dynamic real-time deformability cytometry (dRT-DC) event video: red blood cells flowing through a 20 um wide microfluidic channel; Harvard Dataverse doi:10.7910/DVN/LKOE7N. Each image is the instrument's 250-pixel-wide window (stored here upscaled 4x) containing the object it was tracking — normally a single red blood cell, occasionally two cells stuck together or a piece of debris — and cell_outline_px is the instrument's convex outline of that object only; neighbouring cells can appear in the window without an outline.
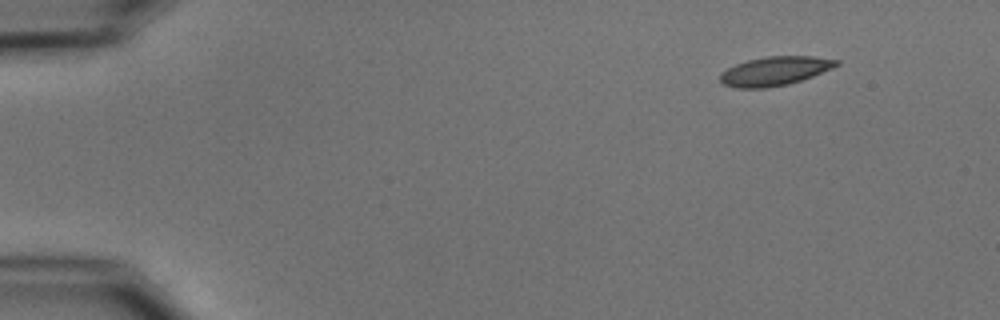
{"species": "common noctule bat (a hibernating species)", "species_latin": "Nyctalus noctula", "temperature_condition": "cold", "stored_images_in_passage": 3, "camera_frame_rate_fps": 3000, "um_per_image_px": 0.085, "animal": {"sex": "male", "body_mass_g": 15.6}, "frame": {"image": 1, "passage_image": 3, "time_ms": 3.0, "image_size_px": [1000, 320], "cell_outline_px": [[840, 64], [832, 68], [812, 76], [788, 84], [764, 88], [736, 88], [724, 84], [720, 80], [720, 72], [736, 64], [748, 60], [768, 56], [812, 56], [840, 60]], "centroid_in_image_um": [65.86, 6.03], "position_along_channel_um": 19.1, "area_um2": 19.48}}